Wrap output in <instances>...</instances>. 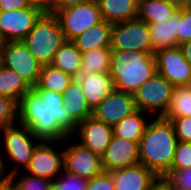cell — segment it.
<instances>
[{
    "label": "cell",
    "instance_id": "obj_7",
    "mask_svg": "<svg viewBox=\"0 0 191 190\" xmlns=\"http://www.w3.org/2000/svg\"><path fill=\"white\" fill-rule=\"evenodd\" d=\"M0 64L14 70L31 88L38 83L43 66L36 60L23 41L2 43Z\"/></svg>",
    "mask_w": 191,
    "mask_h": 190
},
{
    "label": "cell",
    "instance_id": "obj_20",
    "mask_svg": "<svg viewBox=\"0 0 191 190\" xmlns=\"http://www.w3.org/2000/svg\"><path fill=\"white\" fill-rule=\"evenodd\" d=\"M102 19L109 23L137 18L139 0H96Z\"/></svg>",
    "mask_w": 191,
    "mask_h": 190
},
{
    "label": "cell",
    "instance_id": "obj_44",
    "mask_svg": "<svg viewBox=\"0 0 191 190\" xmlns=\"http://www.w3.org/2000/svg\"><path fill=\"white\" fill-rule=\"evenodd\" d=\"M48 190H61V189H59V188L52 182V184L50 185V187L48 188Z\"/></svg>",
    "mask_w": 191,
    "mask_h": 190
},
{
    "label": "cell",
    "instance_id": "obj_1",
    "mask_svg": "<svg viewBox=\"0 0 191 190\" xmlns=\"http://www.w3.org/2000/svg\"><path fill=\"white\" fill-rule=\"evenodd\" d=\"M63 103L62 94L34 86L18 103V123L39 141H64L76 131L78 122Z\"/></svg>",
    "mask_w": 191,
    "mask_h": 190
},
{
    "label": "cell",
    "instance_id": "obj_39",
    "mask_svg": "<svg viewBox=\"0 0 191 190\" xmlns=\"http://www.w3.org/2000/svg\"><path fill=\"white\" fill-rule=\"evenodd\" d=\"M31 4L30 0H0V11L23 9Z\"/></svg>",
    "mask_w": 191,
    "mask_h": 190
},
{
    "label": "cell",
    "instance_id": "obj_8",
    "mask_svg": "<svg viewBox=\"0 0 191 190\" xmlns=\"http://www.w3.org/2000/svg\"><path fill=\"white\" fill-rule=\"evenodd\" d=\"M118 51H143L155 54L148 23L138 18L112 24L111 46Z\"/></svg>",
    "mask_w": 191,
    "mask_h": 190
},
{
    "label": "cell",
    "instance_id": "obj_4",
    "mask_svg": "<svg viewBox=\"0 0 191 190\" xmlns=\"http://www.w3.org/2000/svg\"><path fill=\"white\" fill-rule=\"evenodd\" d=\"M0 139V172L2 178L6 180L12 174L26 169L39 140L27 126L18 122L2 128ZM10 163L12 167H9Z\"/></svg>",
    "mask_w": 191,
    "mask_h": 190
},
{
    "label": "cell",
    "instance_id": "obj_22",
    "mask_svg": "<svg viewBox=\"0 0 191 190\" xmlns=\"http://www.w3.org/2000/svg\"><path fill=\"white\" fill-rule=\"evenodd\" d=\"M112 23L102 21L87 29L72 41L81 52L111 46Z\"/></svg>",
    "mask_w": 191,
    "mask_h": 190
},
{
    "label": "cell",
    "instance_id": "obj_23",
    "mask_svg": "<svg viewBox=\"0 0 191 190\" xmlns=\"http://www.w3.org/2000/svg\"><path fill=\"white\" fill-rule=\"evenodd\" d=\"M62 96L63 106L78 123L92 116V109L87 104L81 85L75 78L63 91Z\"/></svg>",
    "mask_w": 191,
    "mask_h": 190
},
{
    "label": "cell",
    "instance_id": "obj_6",
    "mask_svg": "<svg viewBox=\"0 0 191 190\" xmlns=\"http://www.w3.org/2000/svg\"><path fill=\"white\" fill-rule=\"evenodd\" d=\"M173 88L165 77L156 72L133 93L137 110L155 117L164 116L170 105Z\"/></svg>",
    "mask_w": 191,
    "mask_h": 190
},
{
    "label": "cell",
    "instance_id": "obj_45",
    "mask_svg": "<svg viewBox=\"0 0 191 190\" xmlns=\"http://www.w3.org/2000/svg\"><path fill=\"white\" fill-rule=\"evenodd\" d=\"M34 4H44L45 0H30Z\"/></svg>",
    "mask_w": 191,
    "mask_h": 190
},
{
    "label": "cell",
    "instance_id": "obj_9",
    "mask_svg": "<svg viewBox=\"0 0 191 190\" xmlns=\"http://www.w3.org/2000/svg\"><path fill=\"white\" fill-rule=\"evenodd\" d=\"M66 40H73L103 21L96 0L60 9L54 13Z\"/></svg>",
    "mask_w": 191,
    "mask_h": 190
},
{
    "label": "cell",
    "instance_id": "obj_34",
    "mask_svg": "<svg viewBox=\"0 0 191 190\" xmlns=\"http://www.w3.org/2000/svg\"><path fill=\"white\" fill-rule=\"evenodd\" d=\"M191 168V142L178 141L171 169Z\"/></svg>",
    "mask_w": 191,
    "mask_h": 190
},
{
    "label": "cell",
    "instance_id": "obj_2",
    "mask_svg": "<svg viewBox=\"0 0 191 190\" xmlns=\"http://www.w3.org/2000/svg\"><path fill=\"white\" fill-rule=\"evenodd\" d=\"M151 119L138 144L139 163L157 176H165L171 169L178 139L170 119Z\"/></svg>",
    "mask_w": 191,
    "mask_h": 190
},
{
    "label": "cell",
    "instance_id": "obj_14",
    "mask_svg": "<svg viewBox=\"0 0 191 190\" xmlns=\"http://www.w3.org/2000/svg\"><path fill=\"white\" fill-rule=\"evenodd\" d=\"M135 111L137 107L133 94L114 89L92 109V116L113 126Z\"/></svg>",
    "mask_w": 191,
    "mask_h": 190
},
{
    "label": "cell",
    "instance_id": "obj_42",
    "mask_svg": "<svg viewBox=\"0 0 191 190\" xmlns=\"http://www.w3.org/2000/svg\"><path fill=\"white\" fill-rule=\"evenodd\" d=\"M178 8H186L189 0H170Z\"/></svg>",
    "mask_w": 191,
    "mask_h": 190
},
{
    "label": "cell",
    "instance_id": "obj_33",
    "mask_svg": "<svg viewBox=\"0 0 191 190\" xmlns=\"http://www.w3.org/2000/svg\"><path fill=\"white\" fill-rule=\"evenodd\" d=\"M165 177L174 190H191V168L170 169Z\"/></svg>",
    "mask_w": 191,
    "mask_h": 190
},
{
    "label": "cell",
    "instance_id": "obj_10",
    "mask_svg": "<svg viewBox=\"0 0 191 190\" xmlns=\"http://www.w3.org/2000/svg\"><path fill=\"white\" fill-rule=\"evenodd\" d=\"M46 11L44 4L32 3L23 9L0 11V40L22 41Z\"/></svg>",
    "mask_w": 191,
    "mask_h": 190
},
{
    "label": "cell",
    "instance_id": "obj_37",
    "mask_svg": "<svg viewBox=\"0 0 191 190\" xmlns=\"http://www.w3.org/2000/svg\"><path fill=\"white\" fill-rule=\"evenodd\" d=\"M86 190H115L112 173L103 171L101 174L88 180Z\"/></svg>",
    "mask_w": 191,
    "mask_h": 190
},
{
    "label": "cell",
    "instance_id": "obj_32",
    "mask_svg": "<svg viewBox=\"0 0 191 190\" xmlns=\"http://www.w3.org/2000/svg\"><path fill=\"white\" fill-rule=\"evenodd\" d=\"M53 183L61 190H86L88 180L63 171L53 180Z\"/></svg>",
    "mask_w": 191,
    "mask_h": 190
},
{
    "label": "cell",
    "instance_id": "obj_21",
    "mask_svg": "<svg viewBox=\"0 0 191 190\" xmlns=\"http://www.w3.org/2000/svg\"><path fill=\"white\" fill-rule=\"evenodd\" d=\"M149 117L152 118V116L146 112L141 110L135 111L133 114L112 126L113 136L139 144L150 121Z\"/></svg>",
    "mask_w": 191,
    "mask_h": 190
},
{
    "label": "cell",
    "instance_id": "obj_36",
    "mask_svg": "<svg viewBox=\"0 0 191 190\" xmlns=\"http://www.w3.org/2000/svg\"><path fill=\"white\" fill-rule=\"evenodd\" d=\"M166 118L171 120L178 141L191 142V116Z\"/></svg>",
    "mask_w": 191,
    "mask_h": 190
},
{
    "label": "cell",
    "instance_id": "obj_28",
    "mask_svg": "<svg viewBox=\"0 0 191 190\" xmlns=\"http://www.w3.org/2000/svg\"><path fill=\"white\" fill-rule=\"evenodd\" d=\"M73 79L71 75L48 64L42 66L36 86L39 89L63 94V91L69 86Z\"/></svg>",
    "mask_w": 191,
    "mask_h": 190
},
{
    "label": "cell",
    "instance_id": "obj_31",
    "mask_svg": "<svg viewBox=\"0 0 191 190\" xmlns=\"http://www.w3.org/2000/svg\"><path fill=\"white\" fill-rule=\"evenodd\" d=\"M18 122V103L12 98L0 96V130Z\"/></svg>",
    "mask_w": 191,
    "mask_h": 190
},
{
    "label": "cell",
    "instance_id": "obj_16",
    "mask_svg": "<svg viewBox=\"0 0 191 190\" xmlns=\"http://www.w3.org/2000/svg\"><path fill=\"white\" fill-rule=\"evenodd\" d=\"M101 159L106 172L136 165L139 163L138 143L113 136Z\"/></svg>",
    "mask_w": 191,
    "mask_h": 190
},
{
    "label": "cell",
    "instance_id": "obj_3",
    "mask_svg": "<svg viewBox=\"0 0 191 190\" xmlns=\"http://www.w3.org/2000/svg\"><path fill=\"white\" fill-rule=\"evenodd\" d=\"M156 72L155 54L112 50L109 75L113 79L114 89L133 94Z\"/></svg>",
    "mask_w": 191,
    "mask_h": 190
},
{
    "label": "cell",
    "instance_id": "obj_12",
    "mask_svg": "<svg viewBox=\"0 0 191 190\" xmlns=\"http://www.w3.org/2000/svg\"><path fill=\"white\" fill-rule=\"evenodd\" d=\"M62 142L39 141L34 147L29 165L24 172L36 177L54 180L64 171Z\"/></svg>",
    "mask_w": 191,
    "mask_h": 190
},
{
    "label": "cell",
    "instance_id": "obj_40",
    "mask_svg": "<svg viewBox=\"0 0 191 190\" xmlns=\"http://www.w3.org/2000/svg\"><path fill=\"white\" fill-rule=\"evenodd\" d=\"M149 190H174V188L165 176H157L151 183Z\"/></svg>",
    "mask_w": 191,
    "mask_h": 190
},
{
    "label": "cell",
    "instance_id": "obj_26",
    "mask_svg": "<svg viewBox=\"0 0 191 190\" xmlns=\"http://www.w3.org/2000/svg\"><path fill=\"white\" fill-rule=\"evenodd\" d=\"M112 49L104 47L81 52L82 65L77 76H89L95 73H109Z\"/></svg>",
    "mask_w": 191,
    "mask_h": 190
},
{
    "label": "cell",
    "instance_id": "obj_5",
    "mask_svg": "<svg viewBox=\"0 0 191 190\" xmlns=\"http://www.w3.org/2000/svg\"><path fill=\"white\" fill-rule=\"evenodd\" d=\"M22 41L39 63L48 65L66 39L57 17L45 11Z\"/></svg>",
    "mask_w": 191,
    "mask_h": 190
},
{
    "label": "cell",
    "instance_id": "obj_35",
    "mask_svg": "<svg viewBox=\"0 0 191 190\" xmlns=\"http://www.w3.org/2000/svg\"><path fill=\"white\" fill-rule=\"evenodd\" d=\"M191 41V9L181 8V21H178L177 46Z\"/></svg>",
    "mask_w": 191,
    "mask_h": 190
},
{
    "label": "cell",
    "instance_id": "obj_15",
    "mask_svg": "<svg viewBox=\"0 0 191 190\" xmlns=\"http://www.w3.org/2000/svg\"><path fill=\"white\" fill-rule=\"evenodd\" d=\"M72 137L93 153L102 156L112 140V126L91 116L78 123Z\"/></svg>",
    "mask_w": 191,
    "mask_h": 190
},
{
    "label": "cell",
    "instance_id": "obj_30",
    "mask_svg": "<svg viewBox=\"0 0 191 190\" xmlns=\"http://www.w3.org/2000/svg\"><path fill=\"white\" fill-rule=\"evenodd\" d=\"M19 177V178H18ZM14 190H48L53 180L16 172L5 180Z\"/></svg>",
    "mask_w": 191,
    "mask_h": 190
},
{
    "label": "cell",
    "instance_id": "obj_29",
    "mask_svg": "<svg viewBox=\"0 0 191 190\" xmlns=\"http://www.w3.org/2000/svg\"><path fill=\"white\" fill-rule=\"evenodd\" d=\"M191 116V85L174 86L170 105L163 117Z\"/></svg>",
    "mask_w": 191,
    "mask_h": 190
},
{
    "label": "cell",
    "instance_id": "obj_25",
    "mask_svg": "<svg viewBox=\"0 0 191 190\" xmlns=\"http://www.w3.org/2000/svg\"><path fill=\"white\" fill-rule=\"evenodd\" d=\"M178 9L170 0H139L137 18L151 24L164 21Z\"/></svg>",
    "mask_w": 191,
    "mask_h": 190
},
{
    "label": "cell",
    "instance_id": "obj_27",
    "mask_svg": "<svg viewBox=\"0 0 191 190\" xmlns=\"http://www.w3.org/2000/svg\"><path fill=\"white\" fill-rule=\"evenodd\" d=\"M31 87L14 70L0 64V96L12 98L19 103Z\"/></svg>",
    "mask_w": 191,
    "mask_h": 190
},
{
    "label": "cell",
    "instance_id": "obj_43",
    "mask_svg": "<svg viewBox=\"0 0 191 190\" xmlns=\"http://www.w3.org/2000/svg\"><path fill=\"white\" fill-rule=\"evenodd\" d=\"M0 190H14L6 181H4L1 186Z\"/></svg>",
    "mask_w": 191,
    "mask_h": 190
},
{
    "label": "cell",
    "instance_id": "obj_41",
    "mask_svg": "<svg viewBox=\"0 0 191 190\" xmlns=\"http://www.w3.org/2000/svg\"><path fill=\"white\" fill-rule=\"evenodd\" d=\"M185 59L191 64V41L179 45Z\"/></svg>",
    "mask_w": 191,
    "mask_h": 190
},
{
    "label": "cell",
    "instance_id": "obj_47",
    "mask_svg": "<svg viewBox=\"0 0 191 190\" xmlns=\"http://www.w3.org/2000/svg\"><path fill=\"white\" fill-rule=\"evenodd\" d=\"M188 9H191V0L188 1L187 7Z\"/></svg>",
    "mask_w": 191,
    "mask_h": 190
},
{
    "label": "cell",
    "instance_id": "obj_17",
    "mask_svg": "<svg viewBox=\"0 0 191 190\" xmlns=\"http://www.w3.org/2000/svg\"><path fill=\"white\" fill-rule=\"evenodd\" d=\"M115 190H149L157 175L138 163L111 172Z\"/></svg>",
    "mask_w": 191,
    "mask_h": 190
},
{
    "label": "cell",
    "instance_id": "obj_46",
    "mask_svg": "<svg viewBox=\"0 0 191 190\" xmlns=\"http://www.w3.org/2000/svg\"><path fill=\"white\" fill-rule=\"evenodd\" d=\"M5 180L2 178L1 172H0V186Z\"/></svg>",
    "mask_w": 191,
    "mask_h": 190
},
{
    "label": "cell",
    "instance_id": "obj_11",
    "mask_svg": "<svg viewBox=\"0 0 191 190\" xmlns=\"http://www.w3.org/2000/svg\"><path fill=\"white\" fill-rule=\"evenodd\" d=\"M63 142L66 145H62L65 172L90 180L104 171L100 155L81 145L72 136Z\"/></svg>",
    "mask_w": 191,
    "mask_h": 190
},
{
    "label": "cell",
    "instance_id": "obj_18",
    "mask_svg": "<svg viewBox=\"0 0 191 190\" xmlns=\"http://www.w3.org/2000/svg\"><path fill=\"white\" fill-rule=\"evenodd\" d=\"M81 85L83 95L91 109L96 107L114 90V82L109 73H95L75 78Z\"/></svg>",
    "mask_w": 191,
    "mask_h": 190
},
{
    "label": "cell",
    "instance_id": "obj_13",
    "mask_svg": "<svg viewBox=\"0 0 191 190\" xmlns=\"http://www.w3.org/2000/svg\"><path fill=\"white\" fill-rule=\"evenodd\" d=\"M155 58L157 73L173 86L191 85V64L179 46L157 50Z\"/></svg>",
    "mask_w": 191,
    "mask_h": 190
},
{
    "label": "cell",
    "instance_id": "obj_19",
    "mask_svg": "<svg viewBox=\"0 0 191 190\" xmlns=\"http://www.w3.org/2000/svg\"><path fill=\"white\" fill-rule=\"evenodd\" d=\"M178 21H181V8L164 21L148 24L153 50L177 46Z\"/></svg>",
    "mask_w": 191,
    "mask_h": 190
},
{
    "label": "cell",
    "instance_id": "obj_38",
    "mask_svg": "<svg viewBox=\"0 0 191 190\" xmlns=\"http://www.w3.org/2000/svg\"><path fill=\"white\" fill-rule=\"evenodd\" d=\"M94 0H45L44 5L47 12L55 13L60 9H64L69 6L89 3Z\"/></svg>",
    "mask_w": 191,
    "mask_h": 190
},
{
    "label": "cell",
    "instance_id": "obj_24",
    "mask_svg": "<svg viewBox=\"0 0 191 190\" xmlns=\"http://www.w3.org/2000/svg\"><path fill=\"white\" fill-rule=\"evenodd\" d=\"M51 65L76 78L82 65L81 51L72 40H66L56 51Z\"/></svg>",
    "mask_w": 191,
    "mask_h": 190
}]
</instances>
